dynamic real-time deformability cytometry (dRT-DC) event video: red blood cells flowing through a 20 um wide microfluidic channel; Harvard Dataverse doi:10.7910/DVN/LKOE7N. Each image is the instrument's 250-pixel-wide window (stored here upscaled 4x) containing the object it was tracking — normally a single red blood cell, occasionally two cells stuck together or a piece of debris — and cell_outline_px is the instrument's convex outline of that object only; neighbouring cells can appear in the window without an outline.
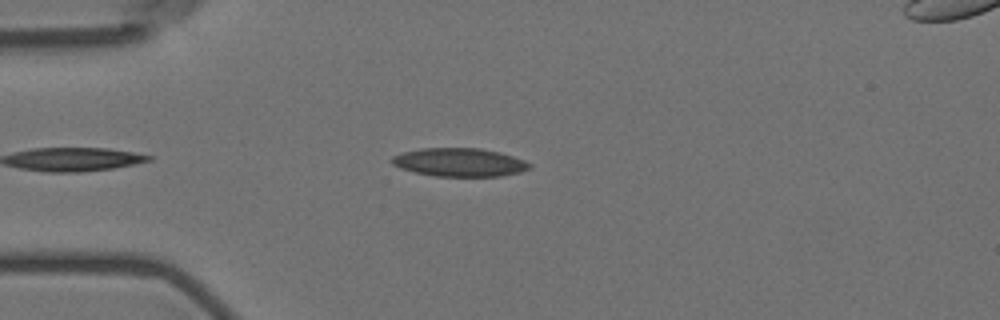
{"species": "Egyptian fruit bat (a non-hibernating species)", "species_latin": "Rousettus aegyptiacus", "temperature_condition": "room temperature", "stored_images_in_passage": 43, "camera_frame_rate_fps": 3000, "um_per_image_px": 0.085, "animal": {"sex": "female"}, "frame": {"image": 1, "passage_image": 7, "time_ms": 2.0, "image_size_px": [1000, 320], "cell_outline_px": [[532, 168], [520, 172], [500, 176], [436, 176], [416, 172], [400, 168], [392, 164], [388, 160], [392, 156], [404, 152], [420, 148], [480, 148], [500, 152], [524, 160], [532, 164]], "centroid_in_image_um": [39.05, 13.79], "position_along_channel_um": 45.9, "area_um2": 22.83}}
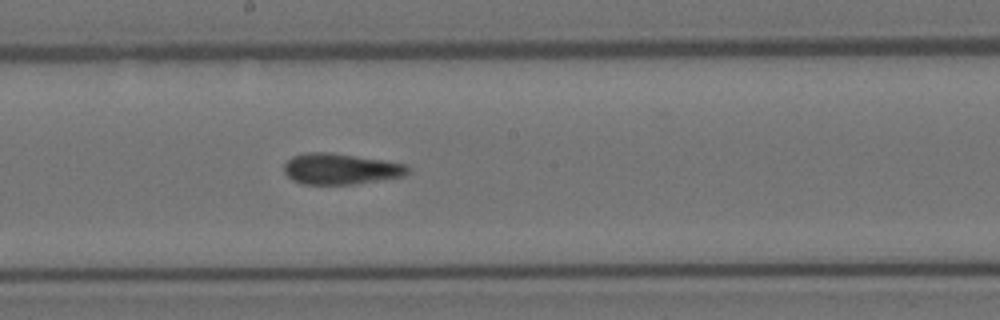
{"frame": {"image": 2, "passage_image": 23, "time_ms": 7.333, "image_size_px": [1000, 320], "cell_outline_px": [[412, 172], [404, 176], [356, 184], [300, 184], [292, 180], [284, 172], [284, 164], [292, 156], [308, 152], [328, 152], [384, 160], [408, 164]], "centroid_in_image_um": [28.99, 14.36], "position_along_channel_um": 219.2, "area_um2": 22.54}}
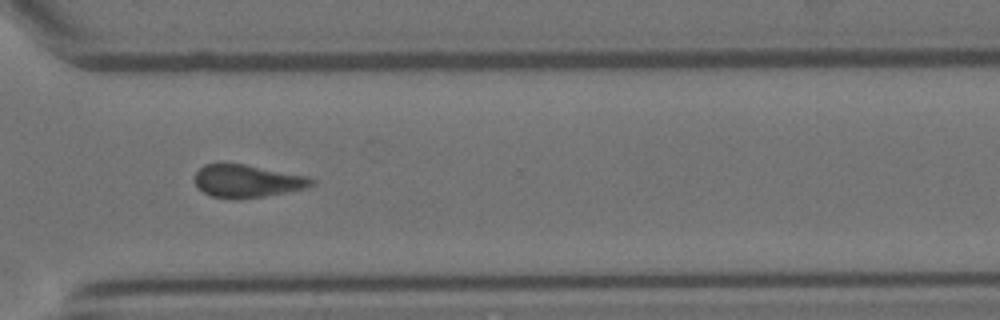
{"frame": {"image": 3, "passage_image": 34, "time_ms": 11.0, "image_size_px": [1000, 320], "cell_outline_px": [[316, 184], [304, 188], [264, 196], [240, 200], [236, 200], [212, 196], [204, 192], [196, 184], [196, 172], [204, 164], [244, 164], [312, 176], [316, 180]], "centroid_in_image_um": [21.08, 15.39], "position_along_channel_um": 349.5, "area_um2": 22.37}, "authors_computed_cell_mechanics": {"area_um2": 22.4264, "velocity_mm_per_s": 3.568, "shape_relaxation_time_tau1_ms": null, "shape_relaxation_time_tau2_ms": 3.9212, "deformation_change_tau1": null, "deformation_change_tau2": 0.1277}}